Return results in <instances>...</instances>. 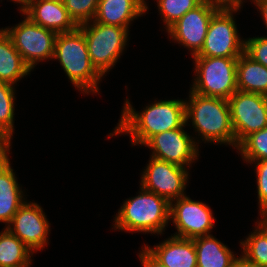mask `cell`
<instances>
[{
	"instance_id": "d6a6232c",
	"label": "cell",
	"mask_w": 267,
	"mask_h": 267,
	"mask_svg": "<svg viewBox=\"0 0 267 267\" xmlns=\"http://www.w3.org/2000/svg\"><path fill=\"white\" fill-rule=\"evenodd\" d=\"M255 6L257 7V9H259L258 11H260V15H262L261 19L264 20V25L267 28V0H251Z\"/></svg>"
},
{
	"instance_id": "9c48e42d",
	"label": "cell",
	"mask_w": 267,
	"mask_h": 267,
	"mask_svg": "<svg viewBox=\"0 0 267 267\" xmlns=\"http://www.w3.org/2000/svg\"><path fill=\"white\" fill-rule=\"evenodd\" d=\"M228 102L237 149L247 136L267 126V96L237 90Z\"/></svg>"
},
{
	"instance_id": "30bf717a",
	"label": "cell",
	"mask_w": 267,
	"mask_h": 267,
	"mask_svg": "<svg viewBox=\"0 0 267 267\" xmlns=\"http://www.w3.org/2000/svg\"><path fill=\"white\" fill-rule=\"evenodd\" d=\"M189 169L150 156L142 175L140 185L147 191L166 198L169 202L186 196Z\"/></svg>"
},
{
	"instance_id": "ffe728a7",
	"label": "cell",
	"mask_w": 267,
	"mask_h": 267,
	"mask_svg": "<svg viewBox=\"0 0 267 267\" xmlns=\"http://www.w3.org/2000/svg\"><path fill=\"white\" fill-rule=\"evenodd\" d=\"M197 253V267H231L238 258L227 245L212 234L193 239Z\"/></svg>"
},
{
	"instance_id": "ac0fdd59",
	"label": "cell",
	"mask_w": 267,
	"mask_h": 267,
	"mask_svg": "<svg viewBox=\"0 0 267 267\" xmlns=\"http://www.w3.org/2000/svg\"><path fill=\"white\" fill-rule=\"evenodd\" d=\"M19 185L9 163L0 171V222L6 226L26 201L25 193Z\"/></svg>"
},
{
	"instance_id": "4316f807",
	"label": "cell",
	"mask_w": 267,
	"mask_h": 267,
	"mask_svg": "<svg viewBox=\"0 0 267 267\" xmlns=\"http://www.w3.org/2000/svg\"><path fill=\"white\" fill-rule=\"evenodd\" d=\"M99 0H65L70 17L79 26L94 19Z\"/></svg>"
},
{
	"instance_id": "5b68a950",
	"label": "cell",
	"mask_w": 267,
	"mask_h": 267,
	"mask_svg": "<svg viewBox=\"0 0 267 267\" xmlns=\"http://www.w3.org/2000/svg\"><path fill=\"white\" fill-rule=\"evenodd\" d=\"M195 78L190 91L228 100L237 90L238 57L193 56Z\"/></svg>"
},
{
	"instance_id": "7c38bea8",
	"label": "cell",
	"mask_w": 267,
	"mask_h": 267,
	"mask_svg": "<svg viewBox=\"0 0 267 267\" xmlns=\"http://www.w3.org/2000/svg\"><path fill=\"white\" fill-rule=\"evenodd\" d=\"M183 127L152 136L143 146L150 148L151 156L189 169L199 157V139L196 141Z\"/></svg>"
},
{
	"instance_id": "cb8c5ba5",
	"label": "cell",
	"mask_w": 267,
	"mask_h": 267,
	"mask_svg": "<svg viewBox=\"0 0 267 267\" xmlns=\"http://www.w3.org/2000/svg\"><path fill=\"white\" fill-rule=\"evenodd\" d=\"M244 162L267 160V126L247 136L237 147Z\"/></svg>"
},
{
	"instance_id": "5bb4252c",
	"label": "cell",
	"mask_w": 267,
	"mask_h": 267,
	"mask_svg": "<svg viewBox=\"0 0 267 267\" xmlns=\"http://www.w3.org/2000/svg\"><path fill=\"white\" fill-rule=\"evenodd\" d=\"M5 227L33 253L48 245L50 223L43 208L35 202L26 200Z\"/></svg>"
},
{
	"instance_id": "44dd1931",
	"label": "cell",
	"mask_w": 267,
	"mask_h": 267,
	"mask_svg": "<svg viewBox=\"0 0 267 267\" xmlns=\"http://www.w3.org/2000/svg\"><path fill=\"white\" fill-rule=\"evenodd\" d=\"M236 77L238 90L267 96V67L245 52L238 57Z\"/></svg>"
},
{
	"instance_id": "6da1fadb",
	"label": "cell",
	"mask_w": 267,
	"mask_h": 267,
	"mask_svg": "<svg viewBox=\"0 0 267 267\" xmlns=\"http://www.w3.org/2000/svg\"><path fill=\"white\" fill-rule=\"evenodd\" d=\"M121 111L119 123L109 137L124 133L133 146L144 145L152 136L186 124L183 99L156 100L138 112L126 98Z\"/></svg>"
},
{
	"instance_id": "8992f818",
	"label": "cell",
	"mask_w": 267,
	"mask_h": 267,
	"mask_svg": "<svg viewBox=\"0 0 267 267\" xmlns=\"http://www.w3.org/2000/svg\"><path fill=\"white\" fill-rule=\"evenodd\" d=\"M84 33L93 66L106 76L126 49L128 28L90 21L78 26Z\"/></svg>"
},
{
	"instance_id": "9a60e30c",
	"label": "cell",
	"mask_w": 267,
	"mask_h": 267,
	"mask_svg": "<svg viewBox=\"0 0 267 267\" xmlns=\"http://www.w3.org/2000/svg\"><path fill=\"white\" fill-rule=\"evenodd\" d=\"M22 13L32 22L57 34L72 32L78 28L65 8L64 2L32 0Z\"/></svg>"
},
{
	"instance_id": "603a6c76",
	"label": "cell",
	"mask_w": 267,
	"mask_h": 267,
	"mask_svg": "<svg viewBox=\"0 0 267 267\" xmlns=\"http://www.w3.org/2000/svg\"><path fill=\"white\" fill-rule=\"evenodd\" d=\"M260 218L255 222L254 232L248 234L246 240H241V255L250 263L267 267V222Z\"/></svg>"
},
{
	"instance_id": "7402d4cb",
	"label": "cell",
	"mask_w": 267,
	"mask_h": 267,
	"mask_svg": "<svg viewBox=\"0 0 267 267\" xmlns=\"http://www.w3.org/2000/svg\"><path fill=\"white\" fill-rule=\"evenodd\" d=\"M33 254L6 227L0 232V267H31Z\"/></svg>"
},
{
	"instance_id": "d590c367",
	"label": "cell",
	"mask_w": 267,
	"mask_h": 267,
	"mask_svg": "<svg viewBox=\"0 0 267 267\" xmlns=\"http://www.w3.org/2000/svg\"><path fill=\"white\" fill-rule=\"evenodd\" d=\"M11 1L20 4L21 6H19L20 7L19 10L20 12H22L30 4L32 0H11Z\"/></svg>"
},
{
	"instance_id": "e0dca14e",
	"label": "cell",
	"mask_w": 267,
	"mask_h": 267,
	"mask_svg": "<svg viewBox=\"0 0 267 267\" xmlns=\"http://www.w3.org/2000/svg\"><path fill=\"white\" fill-rule=\"evenodd\" d=\"M146 249L166 267H197V253L193 239L172 236Z\"/></svg>"
},
{
	"instance_id": "7a4b0ae2",
	"label": "cell",
	"mask_w": 267,
	"mask_h": 267,
	"mask_svg": "<svg viewBox=\"0 0 267 267\" xmlns=\"http://www.w3.org/2000/svg\"><path fill=\"white\" fill-rule=\"evenodd\" d=\"M185 100V118L204 143L226 144L236 149L235 134L231 124L229 102L189 92ZM190 119V120H189Z\"/></svg>"
},
{
	"instance_id": "e575fe53",
	"label": "cell",
	"mask_w": 267,
	"mask_h": 267,
	"mask_svg": "<svg viewBox=\"0 0 267 267\" xmlns=\"http://www.w3.org/2000/svg\"><path fill=\"white\" fill-rule=\"evenodd\" d=\"M12 135L0 125V144H11Z\"/></svg>"
},
{
	"instance_id": "4fadbf2b",
	"label": "cell",
	"mask_w": 267,
	"mask_h": 267,
	"mask_svg": "<svg viewBox=\"0 0 267 267\" xmlns=\"http://www.w3.org/2000/svg\"><path fill=\"white\" fill-rule=\"evenodd\" d=\"M218 6L202 1L198 6L186 12L166 32L174 43L188 48L192 56H196L202 49L207 35L210 20Z\"/></svg>"
},
{
	"instance_id": "4dcf8cb0",
	"label": "cell",
	"mask_w": 267,
	"mask_h": 267,
	"mask_svg": "<svg viewBox=\"0 0 267 267\" xmlns=\"http://www.w3.org/2000/svg\"><path fill=\"white\" fill-rule=\"evenodd\" d=\"M210 4L216 5L219 8H239L241 9L243 0H203Z\"/></svg>"
},
{
	"instance_id": "ba28073f",
	"label": "cell",
	"mask_w": 267,
	"mask_h": 267,
	"mask_svg": "<svg viewBox=\"0 0 267 267\" xmlns=\"http://www.w3.org/2000/svg\"><path fill=\"white\" fill-rule=\"evenodd\" d=\"M239 8H219L210 20L204 45L196 56L239 57L244 52L245 39L240 38L234 13Z\"/></svg>"
},
{
	"instance_id": "f546056e",
	"label": "cell",
	"mask_w": 267,
	"mask_h": 267,
	"mask_svg": "<svg viewBox=\"0 0 267 267\" xmlns=\"http://www.w3.org/2000/svg\"><path fill=\"white\" fill-rule=\"evenodd\" d=\"M139 252V260L141 261V265L143 267H166L146 249L145 245Z\"/></svg>"
},
{
	"instance_id": "2e32d148",
	"label": "cell",
	"mask_w": 267,
	"mask_h": 267,
	"mask_svg": "<svg viewBox=\"0 0 267 267\" xmlns=\"http://www.w3.org/2000/svg\"><path fill=\"white\" fill-rule=\"evenodd\" d=\"M145 0H99L93 21L124 27L142 17L149 9Z\"/></svg>"
},
{
	"instance_id": "8d00e7d4",
	"label": "cell",
	"mask_w": 267,
	"mask_h": 267,
	"mask_svg": "<svg viewBox=\"0 0 267 267\" xmlns=\"http://www.w3.org/2000/svg\"><path fill=\"white\" fill-rule=\"evenodd\" d=\"M261 217L267 222V211L263 213Z\"/></svg>"
},
{
	"instance_id": "277c9868",
	"label": "cell",
	"mask_w": 267,
	"mask_h": 267,
	"mask_svg": "<svg viewBox=\"0 0 267 267\" xmlns=\"http://www.w3.org/2000/svg\"><path fill=\"white\" fill-rule=\"evenodd\" d=\"M53 59L60 62L68 79L81 93H99L103 76L93 66L84 33L79 28L57 34Z\"/></svg>"
},
{
	"instance_id": "83f0119b",
	"label": "cell",
	"mask_w": 267,
	"mask_h": 267,
	"mask_svg": "<svg viewBox=\"0 0 267 267\" xmlns=\"http://www.w3.org/2000/svg\"><path fill=\"white\" fill-rule=\"evenodd\" d=\"M255 164L257 178V195L259 205V215L267 211V160L252 162Z\"/></svg>"
},
{
	"instance_id": "d4e9b609",
	"label": "cell",
	"mask_w": 267,
	"mask_h": 267,
	"mask_svg": "<svg viewBox=\"0 0 267 267\" xmlns=\"http://www.w3.org/2000/svg\"><path fill=\"white\" fill-rule=\"evenodd\" d=\"M203 0H156L166 31Z\"/></svg>"
},
{
	"instance_id": "3957f363",
	"label": "cell",
	"mask_w": 267,
	"mask_h": 267,
	"mask_svg": "<svg viewBox=\"0 0 267 267\" xmlns=\"http://www.w3.org/2000/svg\"><path fill=\"white\" fill-rule=\"evenodd\" d=\"M138 196L126 199L114 218L113 229L163 234L170 221V202L140 186Z\"/></svg>"
},
{
	"instance_id": "f1b7e54d",
	"label": "cell",
	"mask_w": 267,
	"mask_h": 267,
	"mask_svg": "<svg viewBox=\"0 0 267 267\" xmlns=\"http://www.w3.org/2000/svg\"><path fill=\"white\" fill-rule=\"evenodd\" d=\"M244 52L254 61L267 67V36L245 39Z\"/></svg>"
},
{
	"instance_id": "836d02e7",
	"label": "cell",
	"mask_w": 267,
	"mask_h": 267,
	"mask_svg": "<svg viewBox=\"0 0 267 267\" xmlns=\"http://www.w3.org/2000/svg\"><path fill=\"white\" fill-rule=\"evenodd\" d=\"M231 267H259L256 264L250 263L242 255L233 262Z\"/></svg>"
},
{
	"instance_id": "8fae6325",
	"label": "cell",
	"mask_w": 267,
	"mask_h": 267,
	"mask_svg": "<svg viewBox=\"0 0 267 267\" xmlns=\"http://www.w3.org/2000/svg\"><path fill=\"white\" fill-rule=\"evenodd\" d=\"M215 220L208 204L187 195L170 202V222L177 230L175 237L194 239L210 235Z\"/></svg>"
},
{
	"instance_id": "52a82bcc",
	"label": "cell",
	"mask_w": 267,
	"mask_h": 267,
	"mask_svg": "<svg viewBox=\"0 0 267 267\" xmlns=\"http://www.w3.org/2000/svg\"><path fill=\"white\" fill-rule=\"evenodd\" d=\"M22 15L24 20L4 30L24 62L33 70L39 62L53 59L57 33L32 22L23 13Z\"/></svg>"
},
{
	"instance_id": "484cf974",
	"label": "cell",
	"mask_w": 267,
	"mask_h": 267,
	"mask_svg": "<svg viewBox=\"0 0 267 267\" xmlns=\"http://www.w3.org/2000/svg\"><path fill=\"white\" fill-rule=\"evenodd\" d=\"M15 86L0 81V125L14 134Z\"/></svg>"
},
{
	"instance_id": "1f68e13d",
	"label": "cell",
	"mask_w": 267,
	"mask_h": 267,
	"mask_svg": "<svg viewBox=\"0 0 267 267\" xmlns=\"http://www.w3.org/2000/svg\"><path fill=\"white\" fill-rule=\"evenodd\" d=\"M12 144H0V171L5 168L10 162L9 153Z\"/></svg>"
},
{
	"instance_id": "d6986e66",
	"label": "cell",
	"mask_w": 267,
	"mask_h": 267,
	"mask_svg": "<svg viewBox=\"0 0 267 267\" xmlns=\"http://www.w3.org/2000/svg\"><path fill=\"white\" fill-rule=\"evenodd\" d=\"M31 71L13 46L9 35L3 28L0 29V81L17 85V82Z\"/></svg>"
}]
</instances>
